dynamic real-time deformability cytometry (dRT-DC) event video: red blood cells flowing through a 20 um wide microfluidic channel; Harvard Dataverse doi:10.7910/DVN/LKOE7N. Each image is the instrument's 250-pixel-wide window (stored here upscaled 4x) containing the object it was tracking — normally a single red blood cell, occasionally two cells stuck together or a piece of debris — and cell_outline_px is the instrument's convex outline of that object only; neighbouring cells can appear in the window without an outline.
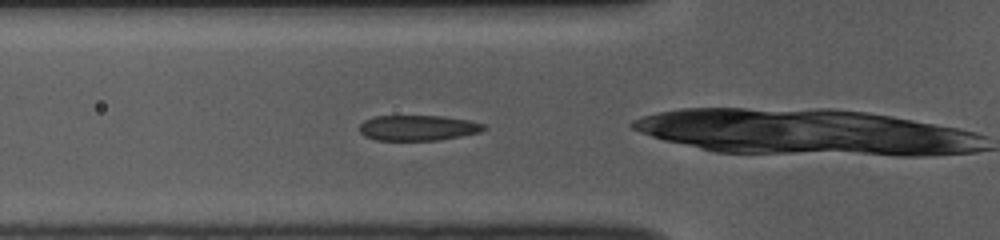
{"species": "common noctule bat (a hibernating species)", "species_latin": "Nyctalus noctula", "temperature_condition": "room temperature", "stored_images_in_passage": 31, "camera_frame_rate_fps": 3000, "um_per_image_px": 0.085, "animal": {"sex": "female", "body_mass_g": 10.0, "forearm_length_mm": 53.1}, "frame": {"image": 1, "passage_image": 6, "time_ms": 1.667, "image_size_px": [1000, 240], "cell_outline_px": [[488, 128], [480, 132], [460, 136], [436, 140], [376, 140], [364, 136], [360, 132], [360, 124], [364, 120], [376, 116], [444, 116], [468, 120], [484, 124]], "centroid_in_image_um": [35.52, 10.86], "position_along_channel_um": 90.3, "area_um2": 18.38}}
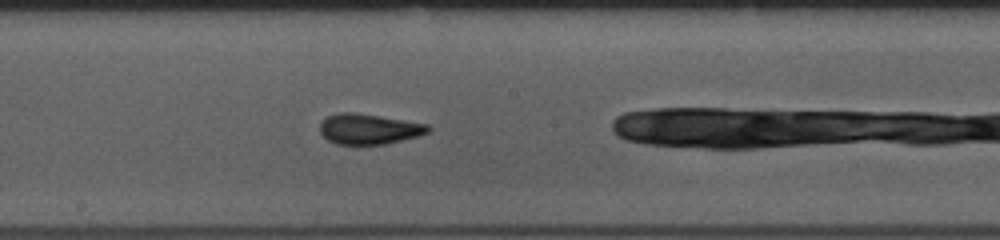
{"frame": {"image": 2, "passage_image": 16, "time_ms": 5.0, "image_size_px": [1000, 240], "cell_outline_px": [[432, 128], [428, 132], [420, 136], [384, 144], [336, 144], [328, 140], [320, 132], [320, 120], [328, 116], [340, 112], [352, 112], [404, 120], [428, 124]], "centroid_in_image_um": [31.35, 10.96], "position_along_channel_um": 216.8, "area_um2": 19.13}}
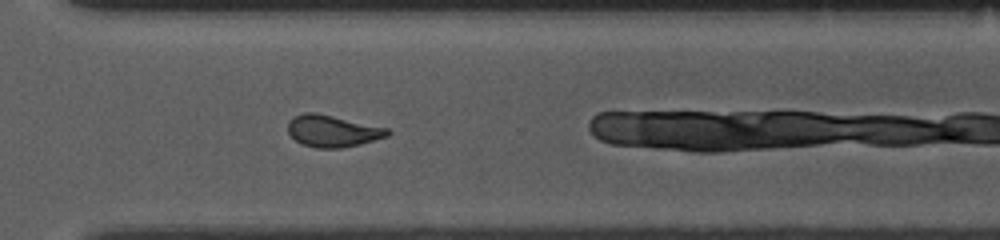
{"frame": {"image": 3, "passage_image": 26, "time_ms": 8.333, "image_size_px": [1000, 240], "cell_outline_px": [[392, 132], [388, 136], [360, 144], [340, 148], [316, 148], [300, 144], [288, 132], [288, 120], [292, 116], [304, 112], [316, 112], [388, 128]], "centroid_in_image_um": [28.24, 11.13], "position_along_channel_um": 342.4, "area_um2": 18.61}}